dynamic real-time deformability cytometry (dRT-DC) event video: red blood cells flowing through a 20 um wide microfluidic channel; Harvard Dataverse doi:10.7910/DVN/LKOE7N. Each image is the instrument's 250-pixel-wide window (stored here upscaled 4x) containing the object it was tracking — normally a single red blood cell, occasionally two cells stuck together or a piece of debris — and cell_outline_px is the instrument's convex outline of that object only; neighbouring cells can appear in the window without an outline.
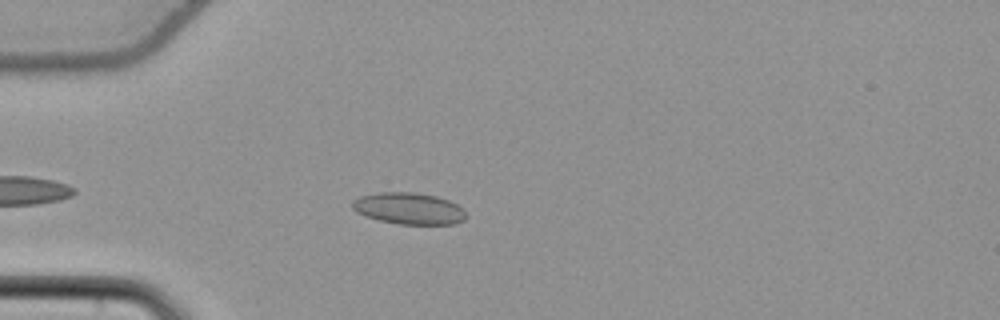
{"species": "common noctule bat (a hibernating species)", "species_latin": "Nyctalus noctula", "temperature_condition": "cold", "stored_images_in_passage": 42, "camera_frame_rate_fps": 3000, "um_per_image_px": 0.085, "animal": {"sex": "female", "body_mass_g": 22.7, "forearm_length_mm": 54.2}, "frame": {"image": 1, "passage_image": 6, "time_ms": 1.667, "image_size_px": [1000, 320], "cell_outline_px": [[464, 220], [452, 224], [400, 224], [380, 220], [356, 212], [352, 208], [352, 200], [360, 196], [380, 192], [412, 192], [436, 196], [448, 200], [464, 208]], "centroid_in_image_um": [34.74, 17.71], "position_along_channel_um": 50.3, "area_um2": 20.75}}
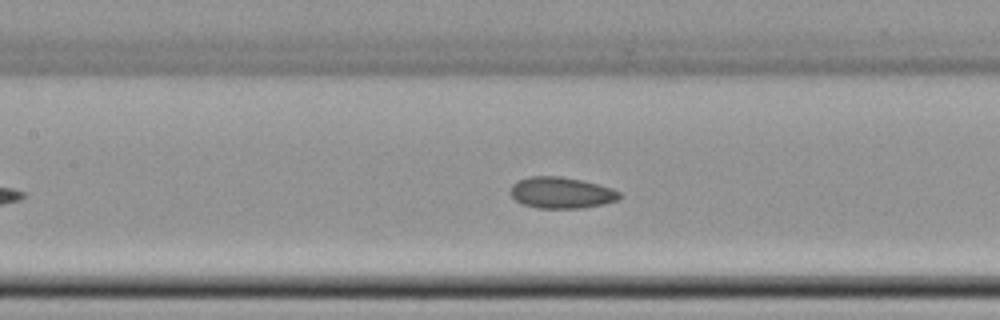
{"frame": {"image": 2, "passage_image": 16, "time_ms": 5.0, "image_size_px": [1000, 320], "cell_outline_px": [[620, 196], [616, 200], [604, 204], [584, 208], [536, 208], [524, 204], [516, 200], [512, 196], [512, 184], [528, 176], [560, 176], [600, 184], [612, 188], [620, 192]], "centroid_in_image_um": [47.74, 16.38], "position_along_channel_um": 159.7, "area_um2": 19.77}}
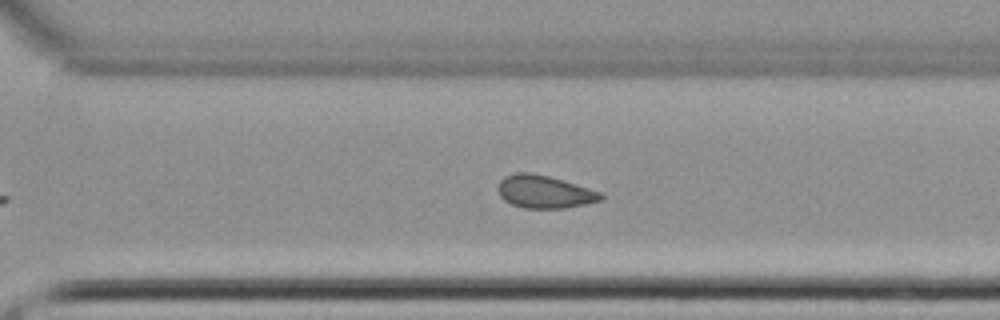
{"frame": {"image": 3, "passage_image": 29, "time_ms": 9.333, "image_size_px": [1000, 320], "cell_outline_px": [[604, 200], [564, 208], [524, 208], [512, 204], [504, 200], [500, 196], [496, 188], [500, 180], [504, 176], [516, 172], [532, 172], [548, 176], [588, 188], [600, 192], [604, 196]], "centroid_in_image_um": [46.24, 16.3], "position_along_channel_um": 324.4, "area_um2": 19.65}, "authors_computed_cell_mechanics": {"area_um2": 19.7387, "velocity_mm_per_s": 3.7984, "shape_relaxation_time_tau1_ms": null, "shape_relaxation_time_tau2_ms": 5.3978, "deformation_change_tau1": null, "deformation_change_tau2": 0.0932}}